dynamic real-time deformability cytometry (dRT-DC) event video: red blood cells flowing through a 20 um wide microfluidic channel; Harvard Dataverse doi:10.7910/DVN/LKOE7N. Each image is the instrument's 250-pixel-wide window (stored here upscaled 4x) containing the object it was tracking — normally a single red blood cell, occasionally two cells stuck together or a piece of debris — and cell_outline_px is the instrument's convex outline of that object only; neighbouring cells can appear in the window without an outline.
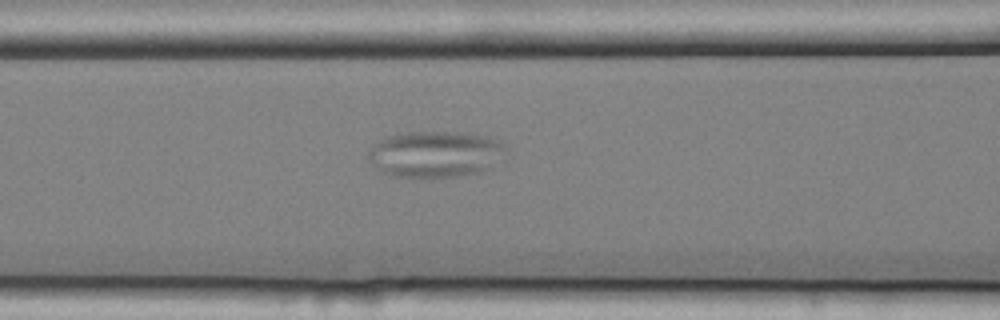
{"species": "common noctule bat (a hibernating species)", "species_latin": "Nyctalus noctula", "temperature_condition": "cold", "stored_images_in_passage": 43, "camera_frame_rate_fps": 3000, "um_per_image_px": 0.085, "animal": {"sex": "female", "body_mass_g": 25.1}, "frame": {"image": 1, "passage_image": 11, "time_ms": 3.333, "image_size_px": [1000, 320], "cell_outline_px": [[508, 152], [504, 160], [484, 172], [464, 176], [392, 176], [380, 172], [372, 164], [368, 156], [368, 152], [380, 140], [388, 136], [408, 132], [460, 132], [488, 136], [500, 140], [508, 148]], "centroid_in_image_um": [37.12, 13.1], "position_along_channel_um": 129.5, "area_um2": 37.63}}
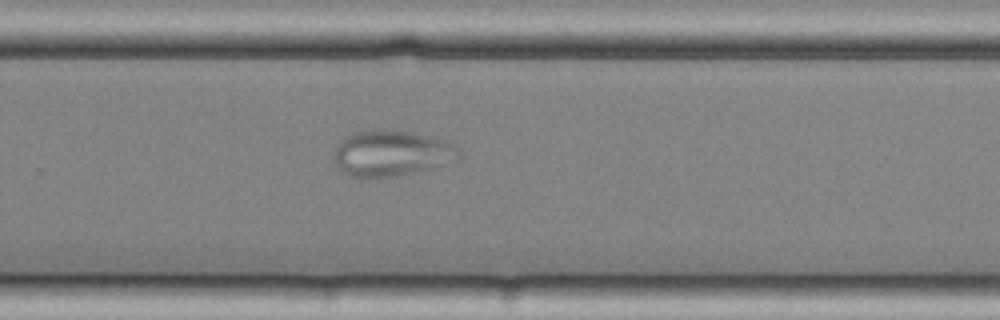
{"frame": {"image": 2, "passage_image": 25, "time_ms": 8.0, "image_size_px": [1000, 320], "cell_outline_px": [[460, 156], [456, 160], [428, 168], [396, 176], [348, 176], [340, 172], [332, 156], [340, 140], [344, 136], [352, 132], [380, 128], [412, 132], [452, 140], [460, 148]], "centroid_in_image_um": [33.28, 12.98], "position_along_channel_um": 296.5, "area_um2": 33.81}}
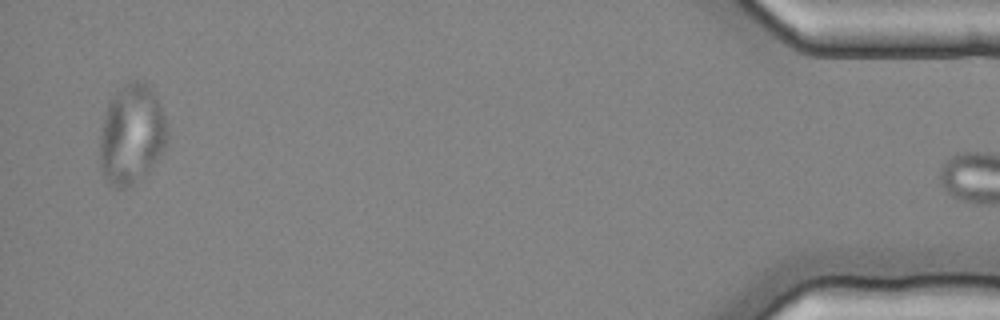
{"frame": {"image": 3, "passage_image": 42, "time_ms": 13.667, "image_size_px": [1000, 320], "cell_outline_px": [[168, 140], [164, 152], [128, 188], [116, 188], [108, 184], [100, 168], [100, 128], [104, 112], [108, 100], [124, 84], [132, 80], [144, 80], [156, 92], [168, 128]], "centroid_in_image_um": [11.18, 11.37], "position_along_channel_um": 424.0, "area_um2": 39.82}}